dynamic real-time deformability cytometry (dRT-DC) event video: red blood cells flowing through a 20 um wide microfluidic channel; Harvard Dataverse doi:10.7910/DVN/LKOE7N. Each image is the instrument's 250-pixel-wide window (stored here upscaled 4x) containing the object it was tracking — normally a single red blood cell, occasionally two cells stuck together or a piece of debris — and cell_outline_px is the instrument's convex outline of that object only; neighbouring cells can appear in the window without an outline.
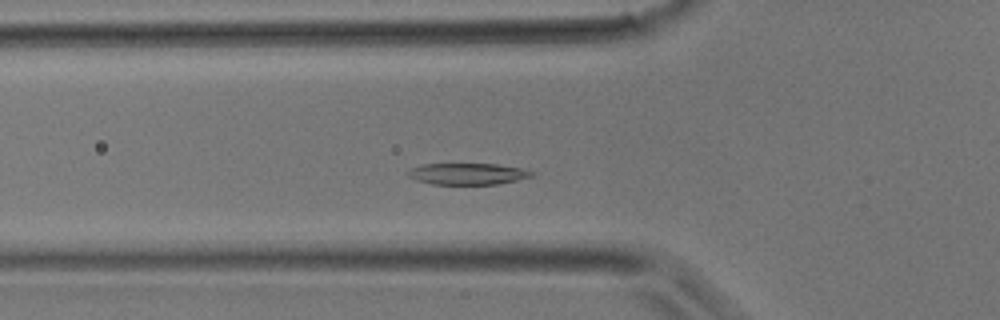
{"species": "common noctule bat (a hibernating species)", "species_latin": "Nyctalus noctula", "temperature_condition": "room temperature", "stored_images_in_passage": 27, "camera_frame_rate_fps": 3000, "um_per_image_px": 0.085, "animal": {"sex": "male", "body_mass_g": 17.9}, "frame": {"image": 1, "passage_image": 2, "time_ms": 0.333, "image_size_px": [1000, 320], "cell_outline_px": [[536, 172], [532, 176], [516, 180], [496, 184], [432, 184], [416, 180], [408, 176], [408, 172], [412, 168], [420, 164], [496, 164], [520, 168]], "centroid_in_image_um": [39.74, 14.77], "position_along_channel_um": 86.1, "area_um2": 15.32}}
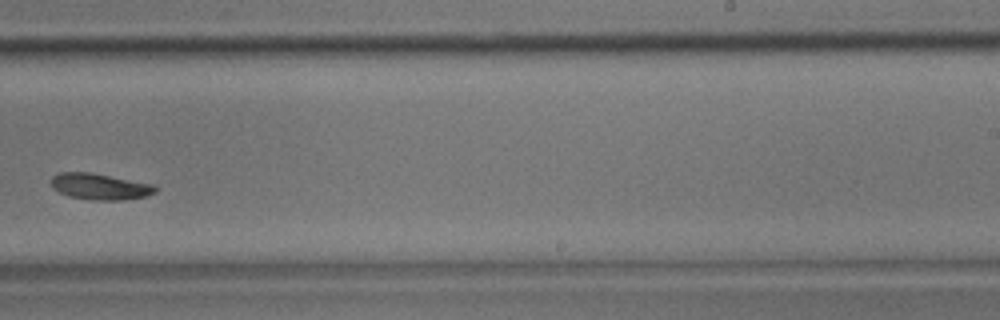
{"frame": {"image": 2, "passage_image": 13, "time_ms": 4.0, "image_size_px": [1000, 320], "cell_outline_px": [[156, 192], [148, 196], [124, 200], [92, 200], [68, 196], [52, 188], [52, 176], [60, 172], [88, 172], [156, 184]], "centroid_in_image_um": [8.53, 15.86], "position_along_channel_um": 280.5, "area_um2": 16.01}}
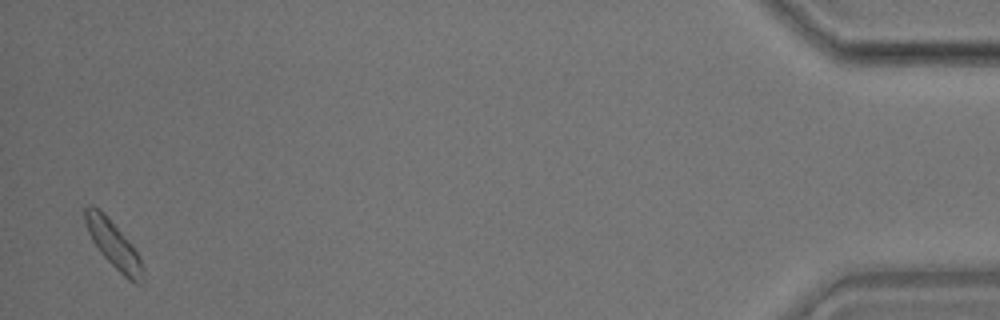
{"frame": {"image": 3, "passage_image": 26, "time_ms": 8.333, "image_size_px": [1000, 320], "cell_outline_px": [[144, 284], [136, 284], [128, 280], [100, 252], [92, 240], [84, 224], [84, 208], [88, 204], [92, 204], [100, 208], [104, 212], [132, 244], [140, 256], [144, 268]], "centroid_in_image_um": [9.66, 20.77], "position_along_channel_um": 425.5, "area_um2": 16.18}}